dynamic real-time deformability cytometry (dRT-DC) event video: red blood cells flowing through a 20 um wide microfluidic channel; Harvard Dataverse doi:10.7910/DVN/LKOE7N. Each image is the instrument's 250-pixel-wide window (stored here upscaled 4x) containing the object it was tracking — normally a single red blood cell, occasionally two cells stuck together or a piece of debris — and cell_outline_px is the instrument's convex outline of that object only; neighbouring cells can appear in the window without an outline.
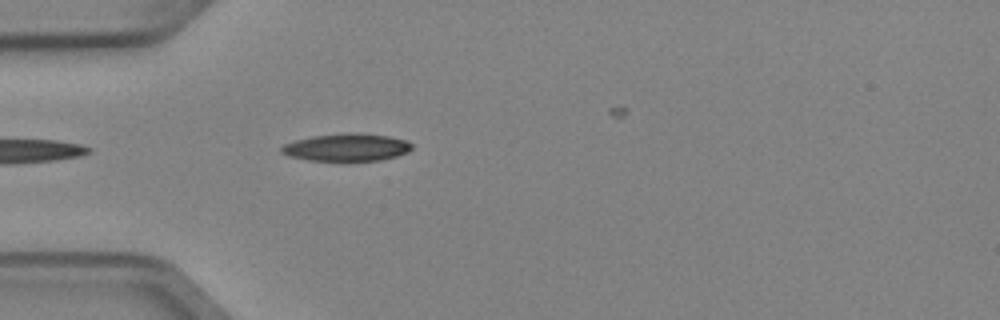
{"species": "Egyptian fruit bat (a non-hibernating species)", "species_latin": "Rousettus aegyptiacus", "temperature_condition": "cold", "stored_images_in_passage": 5, "segment_of_instrument_passage": [2, 2], "camera_frame_rate_fps": 3000, "um_per_image_px": 0.085, "animal": {"sex": "female"}, "frame": {"image": 1, "passage_image": 4, "time_ms": 1.0, "image_size_px": [1000, 320], "cell_outline_px": [[412, 148], [408, 152], [396, 156], [380, 160], [308, 160], [288, 156], [280, 152], [280, 148], [284, 144], [296, 140], [312, 136], [348, 132], [352, 132], [388, 136], [408, 140], [412, 144]], "centroid_in_image_um": [29.47, 12.51], "position_along_channel_um": 55.5, "area_um2": 20.87}}